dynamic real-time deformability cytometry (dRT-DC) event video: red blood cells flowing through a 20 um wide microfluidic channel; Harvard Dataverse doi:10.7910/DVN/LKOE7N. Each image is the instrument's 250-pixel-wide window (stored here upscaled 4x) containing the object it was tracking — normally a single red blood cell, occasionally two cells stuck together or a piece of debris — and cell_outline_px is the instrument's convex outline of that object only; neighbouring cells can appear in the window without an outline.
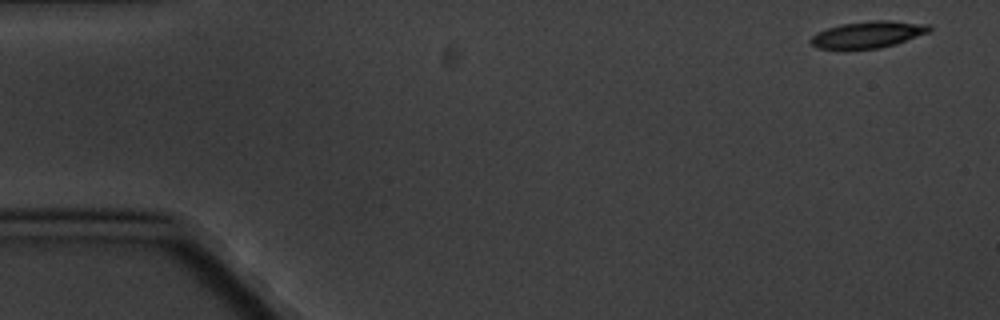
{"species": "common noctule bat (a hibernating species)", "species_latin": "Nyctalus noctula", "temperature_condition": "cold", "stored_images_in_passage": 5, "camera_frame_rate_fps": 3000, "um_per_image_px": 0.085, "animal": {"sex": "male", "body_mass_g": 20.1, "forearm_length_mm": 53.5}, "frame": {"image": 1, "passage_image": 1, "time_ms": 0.0, "image_size_px": [1000, 320], "cell_outline_px": [[932, 32], [896, 44], [880, 48], [816, 48], [808, 40], [816, 32], [840, 24], [868, 20], [892, 20], [928, 24], [932, 28]], "centroid_in_image_um": [73.83, 2.91], "position_along_channel_um": 11.2, "area_um2": 18.61}}
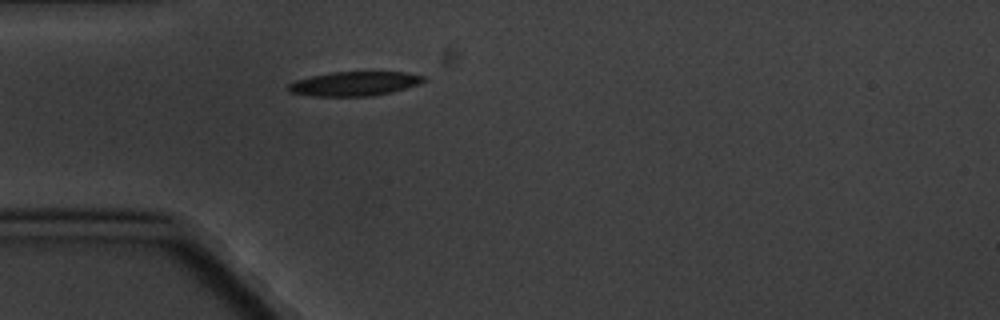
{"frame": {"image": 2, "passage_image": 5, "time_ms": 4.667, "image_size_px": [1000, 320], "cell_outline_px": [[424, 80], [420, 84], [392, 92], [372, 96], [312, 96], [288, 92], [288, 84], [296, 80], [312, 76], [332, 72], [408, 72], [424, 76]], "centroid_in_image_um": [30.13, 7.12], "position_along_channel_um": 54.9, "area_um2": 19.13}}